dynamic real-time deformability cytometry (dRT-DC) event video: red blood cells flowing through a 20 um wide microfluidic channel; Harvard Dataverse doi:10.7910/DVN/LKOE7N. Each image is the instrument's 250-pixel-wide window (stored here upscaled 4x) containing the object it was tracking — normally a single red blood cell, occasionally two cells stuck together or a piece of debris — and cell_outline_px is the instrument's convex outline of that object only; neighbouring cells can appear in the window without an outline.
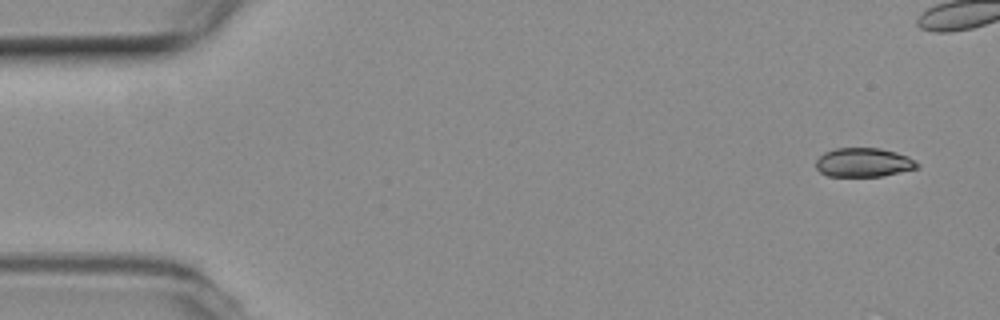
{"species": "common noctule bat (a hibernating species)", "species_latin": "Nyctalus noctula", "temperature_condition": "room temperature", "stored_images_in_passage": 21, "camera_frame_rate_fps": 3000, "um_per_image_px": 0.085, "animal": {"sex": "female", "body_mass_g": 19.3, "forearm_length_mm": 54.1}, "frame": {"image": 1, "passage_image": 1, "time_ms": 0.0, "image_size_px": [1000, 320], "cell_outline_px": [[920, 168], [884, 176], [828, 176], [820, 172], [816, 168], [816, 160], [824, 152], [836, 148], [880, 148], [896, 152], [908, 156], [920, 164]], "centroid_in_image_um": [73.44, 13.81], "position_along_channel_um": 11.6, "area_um2": 17.28}}
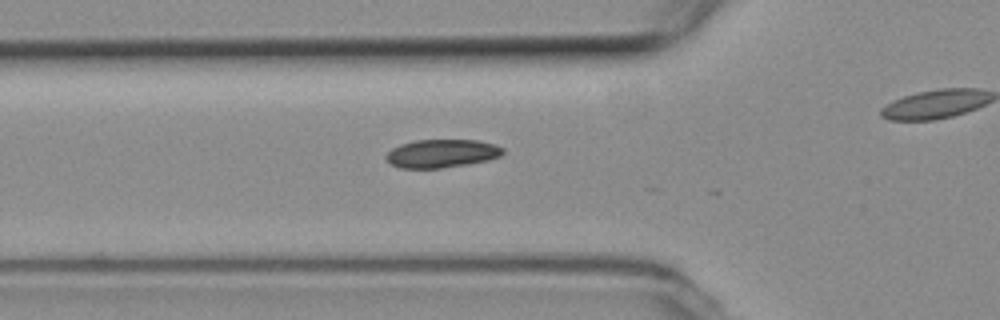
{"frame": {"image": 2, "passage_image": 17, "time_ms": 5.333, "image_size_px": [1000, 320], "cell_outline_px": [[504, 152], [500, 156], [488, 160], [440, 168], [400, 168], [392, 164], [384, 156], [392, 148], [400, 144], [416, 140], [480, 140], [496, 144], [504, 148]], "centroid_in_image_um": [37.56, 13.03], "position_along_channel_um": 88.2, "area_um2": 19.19}}
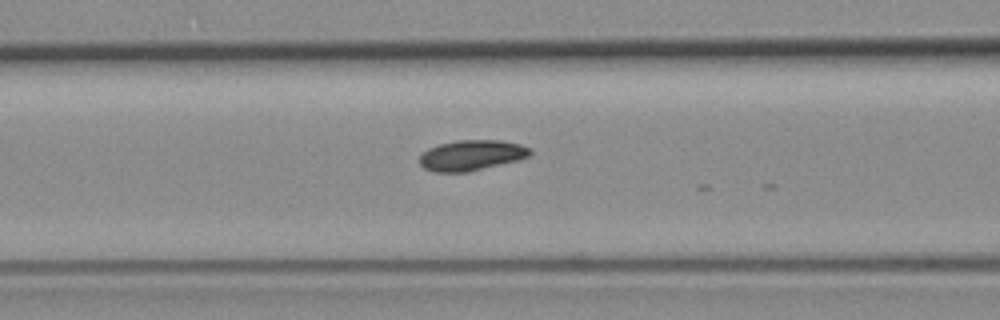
{"frame": {"image": 3, "passage_image": 20, "time_ms": 6.333, "image_size_px": [1000, 320], "cell_outline_px": [[532, 152], [528, 156], [520, 160], [468, 172], [432, 172], [424, 168], [420, 164], [420, 156], [428, 148], [440, 144], [456, 140], [500, 140], [520, 144], [532, 148]], "centroid_in_image_um": [40.1, 13.2], "position_along_channel_um": 126.5, "area_um2": 19.77}}